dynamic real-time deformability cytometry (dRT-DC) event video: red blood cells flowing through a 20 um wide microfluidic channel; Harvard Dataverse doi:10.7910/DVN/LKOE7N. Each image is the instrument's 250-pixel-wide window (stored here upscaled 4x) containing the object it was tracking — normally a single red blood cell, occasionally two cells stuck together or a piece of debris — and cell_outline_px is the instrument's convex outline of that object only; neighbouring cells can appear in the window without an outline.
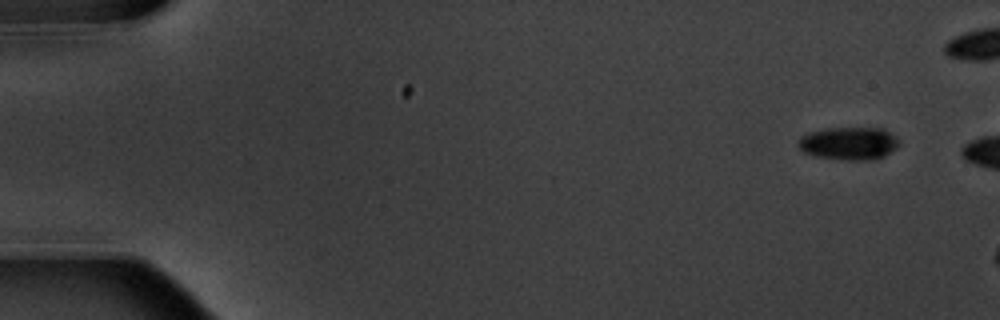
{"species": "common noctule bat (a hibernating species)", "species_latin": "Nyctalus noctula", "temperature_condition": "warm", "stored_images_in_passage": 5, "camera_frame_rate_fps": 3000, "um_per_image_px": 0.085, "animal": {"sex": "male", "body_mass_g": 20.1, "forearm_length_mm": 53.5}, "frame": {"image": 1, "passage_image": 1, "time_ms": 0.0, "image_size_px": [1000, 320], "cell_outline_px": [[900, 144], [896, 148], [884, 156], [872, 160], [844, 160], [816, 156], [804, 152], [796, 144], [800, 136], [808, 132], [828, 128], [884, 128], [896, 136], [900, 140]], "centroid_in_image_um": [72.17, 12.18], "position_along_channel_um": 12.8, "area_um2": 19.54}}